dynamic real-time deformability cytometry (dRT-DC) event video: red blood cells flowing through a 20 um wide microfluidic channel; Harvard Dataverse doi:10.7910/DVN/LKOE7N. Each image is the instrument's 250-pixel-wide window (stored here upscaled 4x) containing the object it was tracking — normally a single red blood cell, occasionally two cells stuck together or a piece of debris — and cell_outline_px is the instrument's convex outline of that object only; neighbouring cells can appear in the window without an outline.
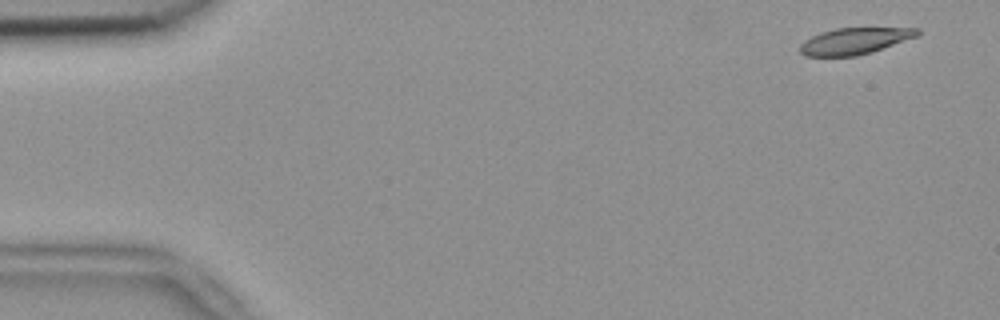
{"species": "common noctule bat (a hibernating species)", "species_latin": "Nyctalus noctula", "temperature_condition": "room temperature", "stored_images_in_passage": 53, "camera_frame_rate_fps": 3000, "um_per_image_px": 0.085, "animal": {"sex": "female", "body_mass_g": 18.4}, "frame": {"image": 1, "passage_image": 3, "time_ms": 0.667, "image_size_px": [1000, 320], "cell_outline_px": [[920, 32], [916, 36], [872, 52], [856, 56], [804, 56], [800, 52], [800, 44], [804, 40], [820, 32], [836, 28], [920, 28]], "centroid_in_image_um": [72.6, 3.48], "position_along_channel_um": 12.4, "area_um2": 17.98}}
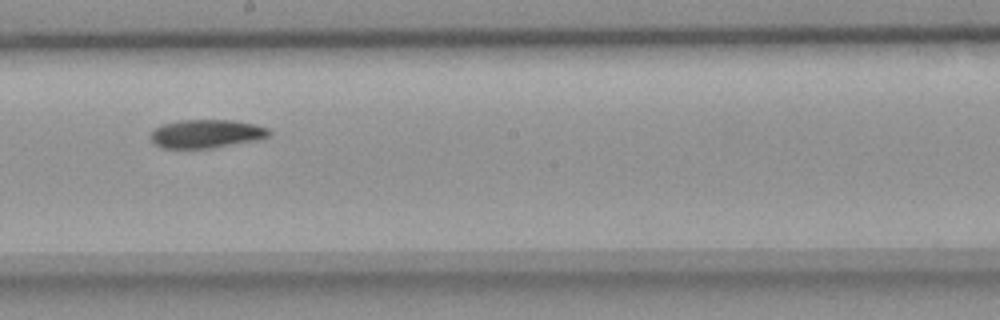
{"frame": {"image": 2, "passage_image": 30, "time_ms": 9.667, "image_size_px": [1000, 320], "cell_outline_px": [[272, 132], [268, 136], [256, 140], [212, 148], [160, 148], [152, 140], [152, 132], [160, 124], [180, 120], [232, 120], [256, 124], [268, 128]], "centroid_in_image_um": [17.55, 11.36], "position_along_channel_um": 230.6, "area_um2": 19.59}}
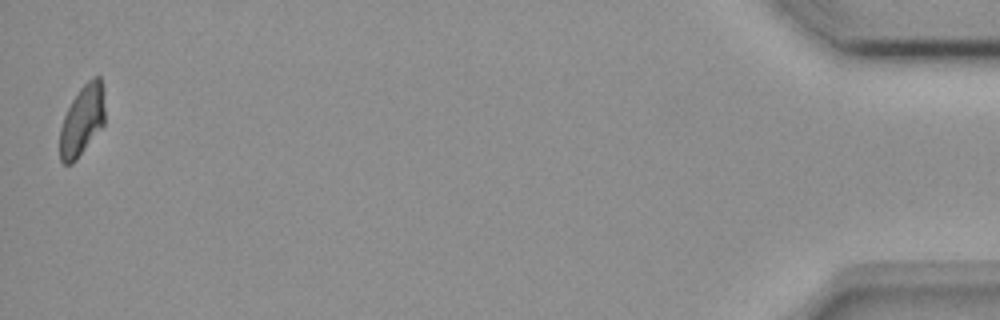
{"frame": {"image": 3, "passage_image": 53, "time_ms": 17.333, "image_size_px": [1000, 320], "cell_outline_px": [[104, 124], [76, 160], [72, 164], [64, 164], [60, 160], [60, 128], [64, 116], [72, 100], [80, 88], [92, 76], [100, 76], [104, 88]], "centroid_in_image_um": [6.99, 10.21], "position_along_channel_um": 428.2, "area_um2": 18.5}, "authors_computed_cell_mechanics": {"area_um2": 19.5942, "velocity_mm_per_s": 3.7794, "shape_relaxation_time_tau1_ms": 6.1708, "shape_relaxation_time_tau2_ms": 8.1515, "deformation_change_tau1": 0.1642, "deformation_change_tau2": 0.1259}}